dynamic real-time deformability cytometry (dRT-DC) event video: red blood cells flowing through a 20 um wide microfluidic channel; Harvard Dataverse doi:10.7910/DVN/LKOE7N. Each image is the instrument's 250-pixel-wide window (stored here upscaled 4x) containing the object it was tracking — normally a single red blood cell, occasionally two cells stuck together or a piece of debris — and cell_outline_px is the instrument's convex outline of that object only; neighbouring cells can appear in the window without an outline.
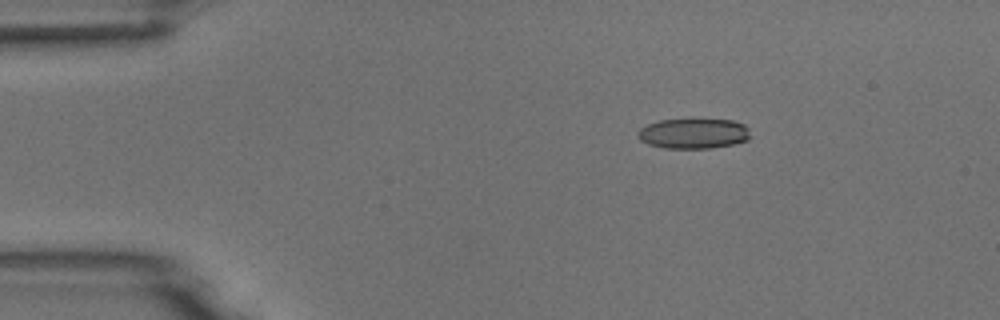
{"species": "common noctule bat (a hibernating species)", "species_latin": "Nyctalus noctula", "temperature_condition": "room temperature", "stored_images_in_passage": 3, "camera_frame_rate_fps": 3000, "um_per_image_px": 0.085, "animal": {"sex": "male", "body_mass_g": 18.8}, "frame": {"image": 1, "passage_image": 1, "time_ms": 0.0, "image_size_px": [1000, 320], "cell_outline_px": [[752, 136], [748, 140], [732, 144], [712, 148], [664, 148], [648, 144], [640, 140], [636, 136], [636, 132], [640, 128], [648, 124], [660, 120], [732, 120], [744, 124], [748, 128]], "centroid_in_image_um": [58.95, 11.36], "position_along_channel_um": 26.1, "area_um2": 19.83}}
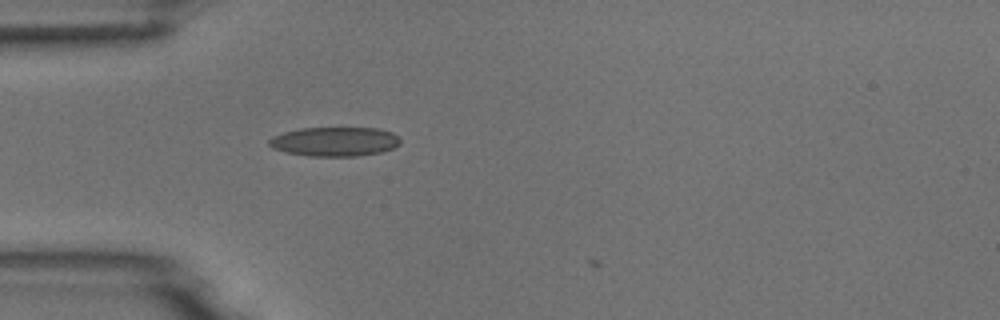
{"frame": {"image": 2, "passage_image": 3, "time_ms": 2.333, "image_size_px": [1000, 320], "cell_outline_px": [[400, 144], [392, 148], [380, 152], [356, 156], [308, 156], [284, 152], [272, 148], [268, 144], [268, 140], [272, 136], [284, 132], [300, 128], [380, 128], [392, 132], [400, 136]], "centroid_in_image_um": [28.44, 12.03], "position_along_channel_um": 56.6, "area_um2": 22.54}}